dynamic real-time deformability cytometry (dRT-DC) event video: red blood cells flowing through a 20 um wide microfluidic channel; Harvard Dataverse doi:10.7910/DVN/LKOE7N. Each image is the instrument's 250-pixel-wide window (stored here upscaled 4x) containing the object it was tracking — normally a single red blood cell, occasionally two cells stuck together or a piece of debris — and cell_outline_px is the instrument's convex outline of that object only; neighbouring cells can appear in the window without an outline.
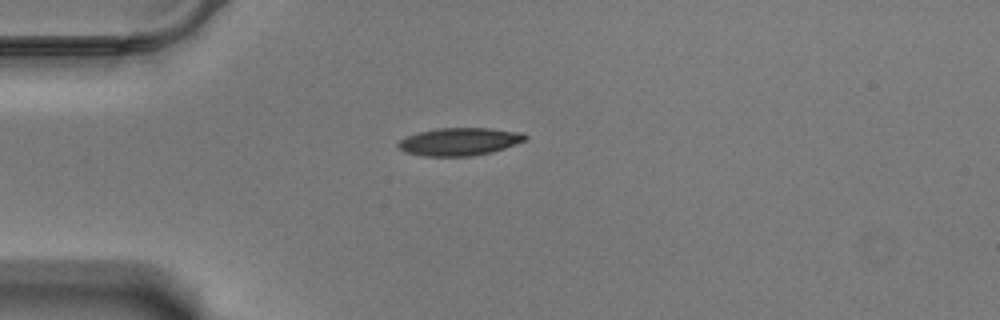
{"species": "Egyptian fruit bat (a non-hibernating species)", "species_latin": "Rousettus aegyptiacus", "temperature_condition": "warm", "stored_images_in_passage": 44, "camera_frame_rate_fps": 3000, "um_per_image_px": 0.085, "animal": {"sex": "male"}, "frame": {"image": 1, "passage_image": 1, "time_ms": 0.0, "image_size_px": [1000, 320], "cell_outline_px": [[528, 136], [524, 140], [504, 148], [492, 152], [472, 156], [424, 156], [404, 152], [396, 144], [400, 140], [408, 136], [420, 132], [436, 128], [492, 128], [524, 132]], "centroid_in_image_um": [39.07, 12.03], "position_along_channel_um": 45.9, "area_um2": 20.52}}
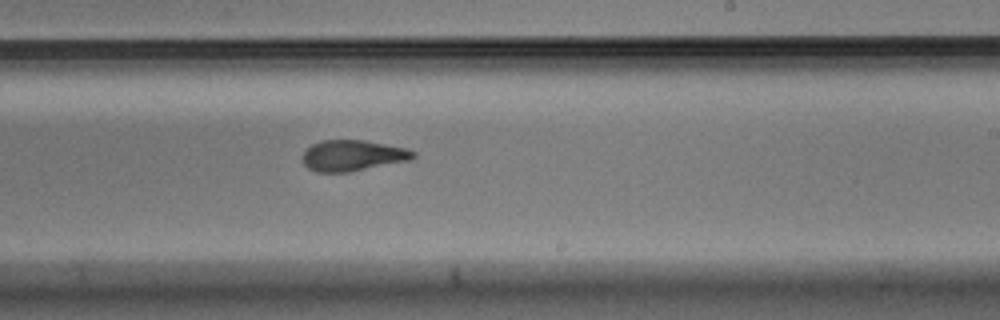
{"frame": {"image": 2, "passage_image": 21, "time_ms": 6.667, "image_size_px": [1000, 320], "cell_outline_px": [[416, 156], [408, 160], [348, 172], [316, 172], [308, 168], [304, 164], [300, 156], [312, 144], [320, 140], [364, 140], [404, 148], [416, 152]], "centroid_in_image_um": [29.91, 13.22], "position_along_channel_um": 259.1, "area_um2": 19.77}}
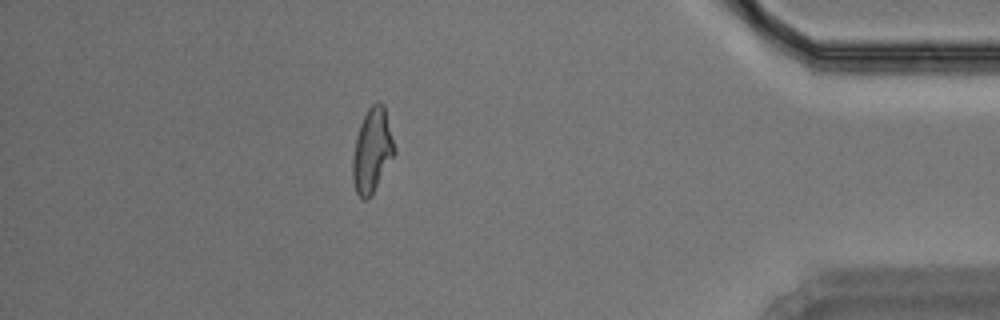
{"frame": {"image": 3, "passage_image": 37, "time_ms": 12.0, "image_size_px": [1000, 320], "cell_outline_px": [[396, 152], [368, 200], [364, 200], [356, 192], [352, 180], [352, 160], [356, 136], [360, 124], [368, 108], [376, 100], [380, 100], [384, 104], [396, 148]], "centroid_in_image_um": [31.63, 12.75], "position_along_channel_um": 403.6, "area_um2": 20.58}, "authors_computed_cell_mechanics": {"area_um2": 20.5768, "velocity_mm_per_s": 3.4704, "shape_relaxation_time_tau1_ms": 5.7197, "shape_relaxation_time_tau2_ms": 2.6642, "deformation_change_tau1": 0.2017, "deformation_change_tau2": 0.105}}